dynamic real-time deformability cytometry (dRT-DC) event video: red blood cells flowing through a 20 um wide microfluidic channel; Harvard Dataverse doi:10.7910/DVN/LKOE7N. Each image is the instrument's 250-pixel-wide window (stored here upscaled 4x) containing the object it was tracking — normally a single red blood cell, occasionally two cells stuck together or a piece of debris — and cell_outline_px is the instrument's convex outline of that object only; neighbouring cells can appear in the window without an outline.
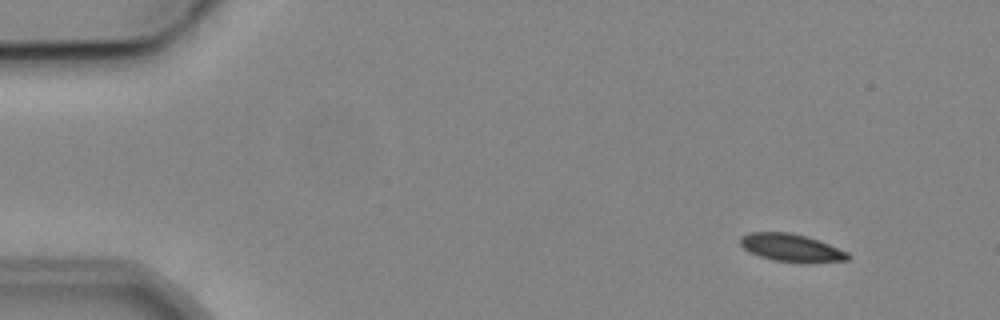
{"species": "common noctule bat (a hibernating species)", "species_latin": "Nyctalus noctula", "temperature_condition": "cold", "stored_images_in_passage": 3, "camera_frame_rate_fps": 3000, "um_per_image_px": 0.085, "animal": {"sex": "male", "body_mass_g": 19.2, "forearm_length_mm": 51.8}, "frame": {"image": 1, "passage_image": 1, "time_ms": 0.0, "image_size_px": [1000, 320], "cell_outline_px": [[852, 256], [848, 260], [776, 260], [760, 256], [744, 248], [740, 244], [740, 236], [748, 232], [788, 232], [808, 236], [848, 252]], "centroid_in_image_um": [67.21, 20.99], "position_along_channel_um": 17.8, "area_um2": 16.53}}
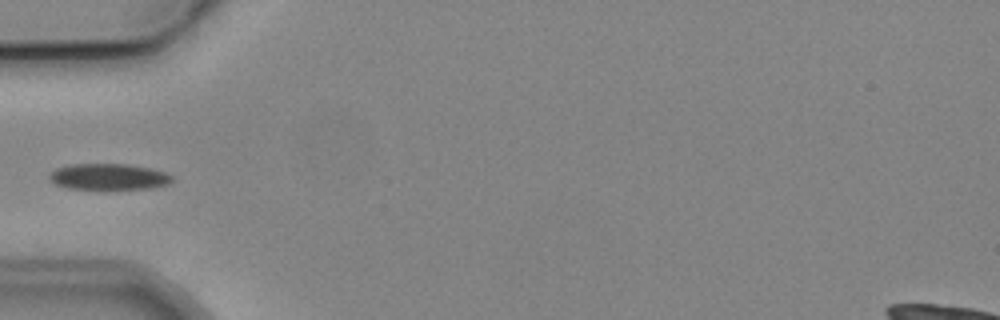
{"frame": {"image": 2, "passage_image": 3, "time_ms": 4.333, "image_size_px": [1000, 320], "cell_outline_px": [[172, 180], [168, 184], [152, 188], [108, 192], [100, 192], [68, 188], [56, 184], [48, 180], [48, 176], [56, 168], [72, 164], [128, 164], [152, 168], [164, 172], [172, 176]], "centroid_in_image_um": [9.23, 15.08], "position_along_channel_um": 75.8, "area_um2": 19.77}}